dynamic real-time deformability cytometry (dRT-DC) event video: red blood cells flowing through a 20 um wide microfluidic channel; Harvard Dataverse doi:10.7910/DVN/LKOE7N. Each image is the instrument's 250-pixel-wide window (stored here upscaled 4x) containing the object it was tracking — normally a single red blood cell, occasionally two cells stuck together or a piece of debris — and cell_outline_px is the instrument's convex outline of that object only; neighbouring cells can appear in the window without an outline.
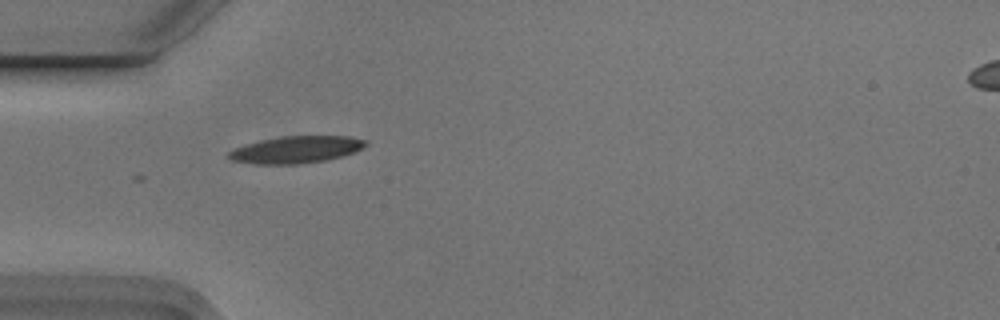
{"species": "Egyptian fruit bat (a non-hibernating species)", "species_latin": "Rousettus aegyptiacus", "temperature_condition": "cold", "stored_images_in_passage": 2, "camera_frame_rate_fps": 3000, "um_per_image_px": 0.085, "animal": {"sex": "male"}, "frame": {"image": 1, "passage_image": 1, "time_ms": 0.0, "image_size_px": [1000, 320], "cell_outline_px": [[368, 144], [352, 152], [340, 156], [324, 160], [296, 164], [256, 164], [232, 160], [228, 156], [228, 152], [236, 148], [260, 140], [280, 136], [348, 136], [368, 140]], "centroid_in_image_um": [25.17, 12.71], "position_along_channel_um": 59.8, "area_um2": 21.21}}
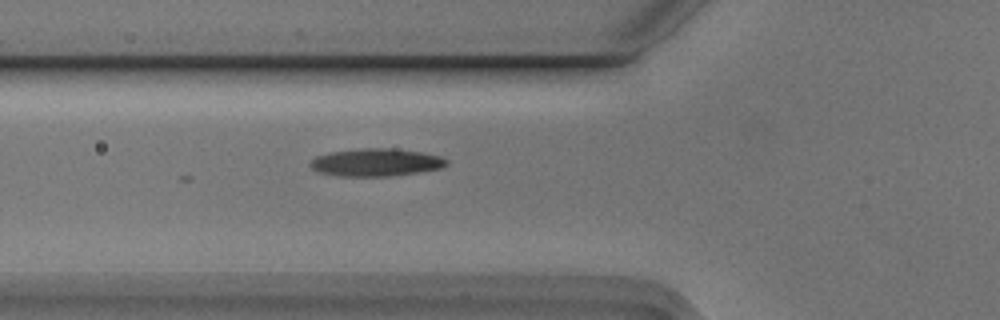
{"frame": {"image": 2, "passage_image": 2, "time_ms": 0.333, "image_size_px": [1000, 320], "cell_outline_px": [[448, 164], [440, 168], [392, 176], [340, 176], [320, 172], [312, 168], [308, 164], [316, 156], [332, 152], [360, 148], [396, 148], [420, 152], [440, 156], [448, 160]], "centroid_in_image_um": [31.96, 13.79], "position_along_channel_um": 93.8, "area_um2": 21.85}}